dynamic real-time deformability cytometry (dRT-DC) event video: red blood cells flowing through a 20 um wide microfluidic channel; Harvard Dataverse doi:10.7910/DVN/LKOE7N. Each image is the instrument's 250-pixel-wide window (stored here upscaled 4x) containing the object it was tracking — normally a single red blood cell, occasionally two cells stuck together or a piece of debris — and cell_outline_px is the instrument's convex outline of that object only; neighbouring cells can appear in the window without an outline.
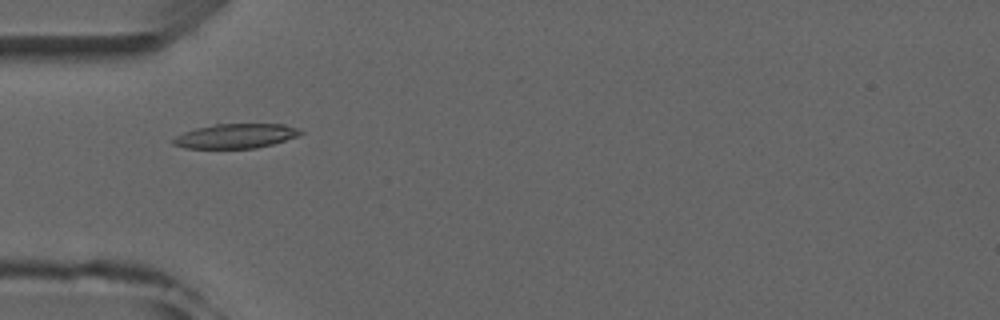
{"species": "common noctule bat (a hibernating species)", "species_latin": "Nyctalus noctula", "temperature_condition": "room temperature", "stored_images_in_passage": 8, "camera_frame_rate_fps": 3000, "um_per_image_px": 0.085, "animal": {"sex": "male", "forearm_length_mm": 52.5}, "frame": {"image": 1, "passage_image": 3, "time_ms": 2.333, "image_size_px": [1000, 320], "cell_outline_px": [[304, 132], [296, 136], [272, 144], [256, 148], [184, 148], [172, 144], [172, 140], [176, 136], [184, 132], [196, 128], [216, 124], [284, 124], [300, 128]], "centroid_in_image_um": [20.03, 11.55], "position_along_channel_um": 65.0, "area_um2": 18.09}}
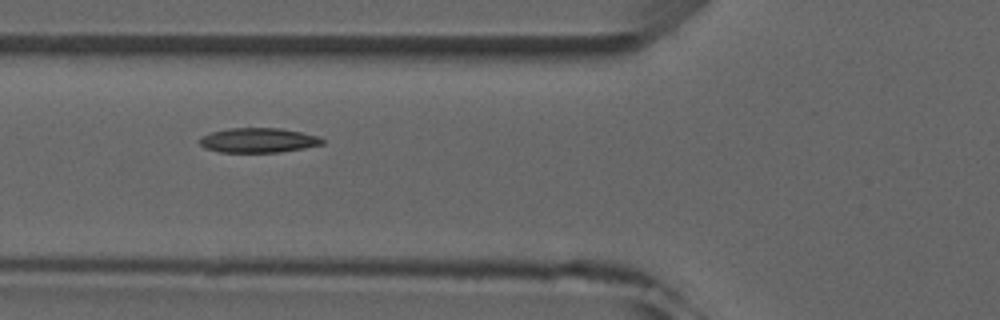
{"frame": {"image": 2, "passage_image": 4, "time_ms": 3.333, "image_size_px": [1000, 320], "cell_outline_px": [[324, 144], [304, 148], [280, 152], [220, 152], [204, 148], [200, 144], [200, 136], [212, 132], [228, 128], [280, 128], [320, 136], [324, 140]], "centroid_in_image_um": [21.96, 11.92], "position_along_channel_um": 103.8, "area_um2": 17.69}}
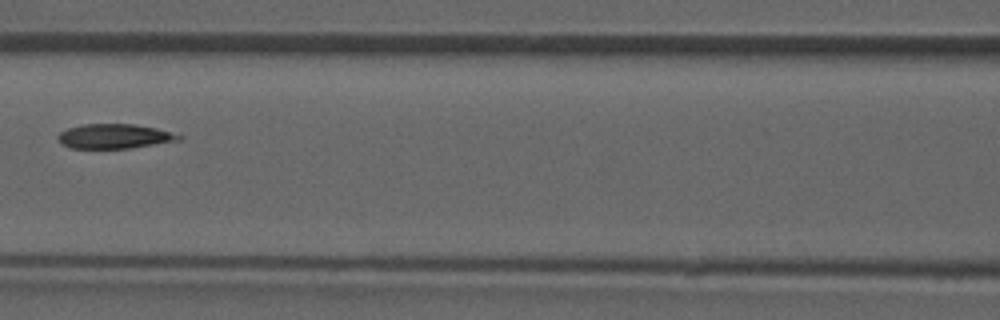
{"frame": {"image": 3, "passage_image": 5, "time_ms": 4.667, "image_size_px": [1000, 320], "cell_outline_px": [[184, 136], [180, 140], [128, 148], [72, 148], [60, 144], [56, 140], [56, 136], [60, 132], [68, 128], [84, 124], [132, 124], [156, 128]], "centroid_in_image_um": [9.67, 11.58], "position_along_channel_um": 156.9, "area_um2": 17.22}}